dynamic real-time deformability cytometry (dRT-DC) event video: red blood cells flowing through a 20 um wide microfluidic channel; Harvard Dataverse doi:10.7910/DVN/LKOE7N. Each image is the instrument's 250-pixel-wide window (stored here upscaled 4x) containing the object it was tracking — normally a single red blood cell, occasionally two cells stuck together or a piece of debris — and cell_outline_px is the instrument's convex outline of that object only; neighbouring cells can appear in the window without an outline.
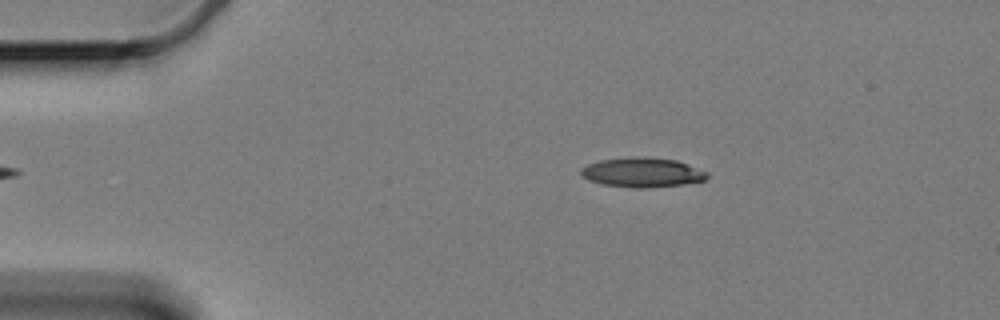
{"species": "Egyptian fruit bat (a non-hibernating species)", "species_latin": "Rousettus aegyptiacus", "temperature_condition": "cold", "stored_images_in_passage": 43, "camera_frame_rate_fps": 3000, "um_per_image_px": 0.085, "animal": {"sex": "female"}, "frame": {"image": 1, "passage_image": 3, "time_ms": 0.667, "image_size_px": [1000, 320], "cell_outline_px": [[708, 176], [704, 180], [684, 184], [648, 188], [636, 188], [604, 184], [588, 180], [580, 176], [580, 168], [588, 164], [600, 160], [632, 156], [644, 156], [676, 160], [708, 172]], "centroid_in_image_um": [54.56, 14.65], "position_along_channel_um": 30.4, "area_um2": 21.85}}
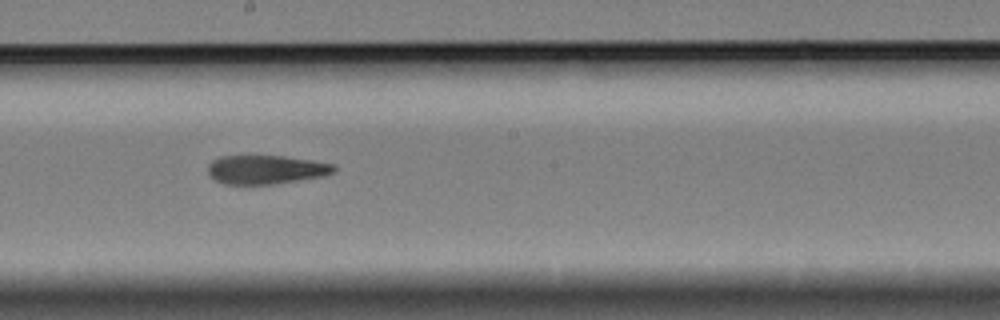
{"frame": {"image": 2, "passage_image": 25, "time_ms": 8.0, "image_size_px": [1000, 320], "cell_outline_px": [[336, 168], [332, 172], [320, 176], [272, 184], [224, 184], [216, 180], [208, 172], [208, 164], [212, 160], [220, 156], [252, 152], [284, 156], [312, 160], [332, 164]], "centroid_in_image_um": [22.5, 14.35], "position_along_channel_um": 225.7, "area_um2": 21.73}}
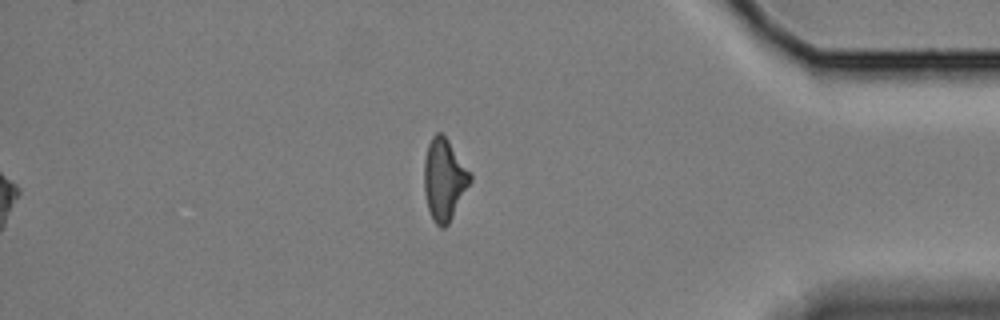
{"frame": {"image": 3, "passage_image": 43, "time_ms": 14.0, "image_size_px": [1000, 320], "cell_outline_px": [[472, 180], [448, 224], [444, 228], [440, 228], [432, 220], [428, 208], [424, 192], [424, 160], [428, 144], [432, 136], [436, 132], [440, 132], [448, 140], [472, 172]], "centroid_in_image_um": [37.76, 15.25], "position_along_channel_um": 397.4, "area_um2": 22.02}, "authors_computed_cell_mechanics": {"area_um2": 22.253, "velocity_mm_per_s": 3.354, "shape_relaxation_time_tau1_ms": 4.5722, "shape_relaxation_time_tau2_ms": 5.1067, "deformation_change_tau1": 0.1609, "deformation_change_tau2": 0.1575}}